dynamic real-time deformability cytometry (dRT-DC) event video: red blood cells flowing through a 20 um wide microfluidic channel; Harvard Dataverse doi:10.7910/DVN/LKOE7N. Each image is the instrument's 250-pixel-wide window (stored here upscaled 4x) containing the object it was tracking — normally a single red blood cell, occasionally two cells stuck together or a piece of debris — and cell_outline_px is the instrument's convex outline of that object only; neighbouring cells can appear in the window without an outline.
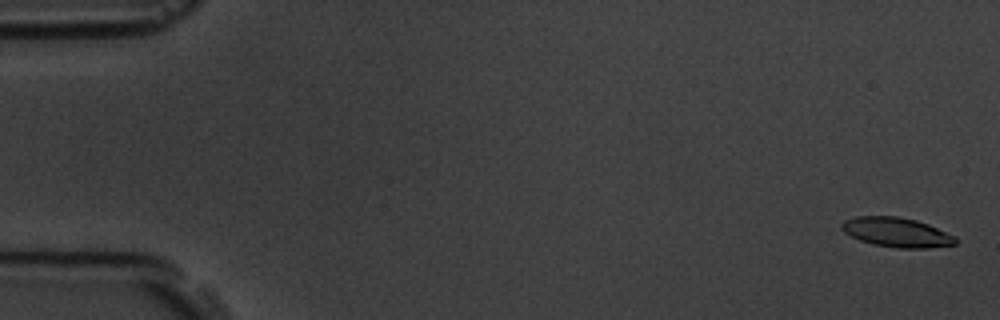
{"species": "common noctule bat (a hibernating species)", "species_latin": "Nyctalus noctula", "temperature_condition": "room temperature", "stored_images_in_passage": 10, "camera_frame_rate_fps": 3000, "um_per_image_px": 0.085, "animal": {"sex": "male", "body_mass_g": 19.5, "forearm_length_mm": 54.6}, "frame": {"image": 1, "passage_image": 1, "time_ms": 0.0, "image_size_px": [1000, 320], "cell_outline_px": [[956, 244], [928, 248], [896, 248], [872, 244], [860, 240], [844, 232], [840, 228], [840, 224], [844, 220], [856, 216], [900, 216], [916, 220], [928, 224], [956, 236]], "centroid_in_image_um": [76.2, 19.74], "position_along_channel_um": 8.8, "area_um2": 19.71}}
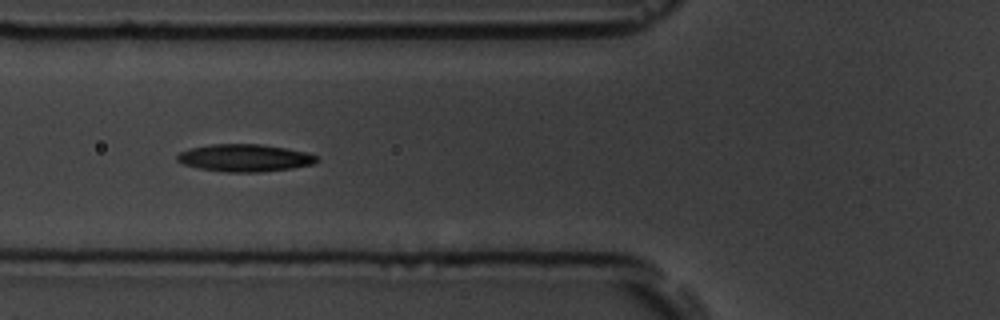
{"frame": {"image": 2, "passage_image": 6, "time_ms": 6.667, "image_size_px": [1000, 320], "cell_outline_px": [[320, 160], [312, 164], [292, 168], [260, 172], [224, 172], [200, 168], [184, 164], [176, 160], [176, 156], [180, 152], [192, 148], [212, 144], [260, 144], [308, 152], [316, 156]], "centroid_in_image_um": [20.81, 13.42], "position_along_channel_um": 105.0, "area_um2": 22.14}}
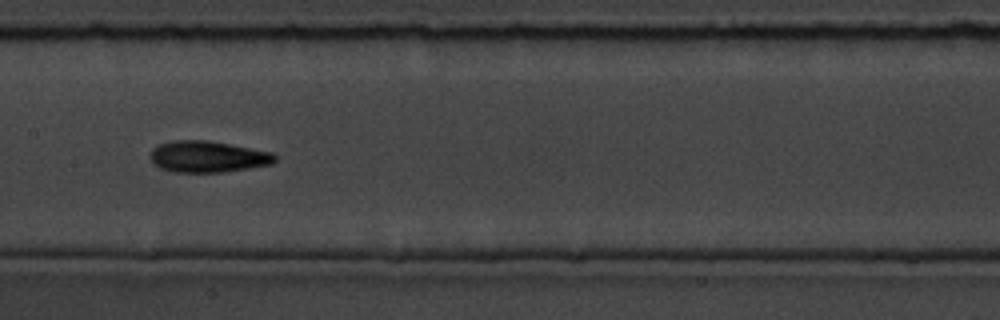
{"frame": {"image": 3, "passage_image": 8, "time_ms": 9.0, "image_size_px": [1000, 320], "cell_outline_px": [[276, 160], [272, 164], [248, 168], [220, 172], [172, 172], [160, 168], [152, 164], [148, 156], [152, 148], [160, 144], [172, 140], [208, 140], [272, 152], [276, 156]], "centroid_in_image_um": [17.6, 13.31], "position_along_channel_um": 189.8, "area_um2": 22.95}}